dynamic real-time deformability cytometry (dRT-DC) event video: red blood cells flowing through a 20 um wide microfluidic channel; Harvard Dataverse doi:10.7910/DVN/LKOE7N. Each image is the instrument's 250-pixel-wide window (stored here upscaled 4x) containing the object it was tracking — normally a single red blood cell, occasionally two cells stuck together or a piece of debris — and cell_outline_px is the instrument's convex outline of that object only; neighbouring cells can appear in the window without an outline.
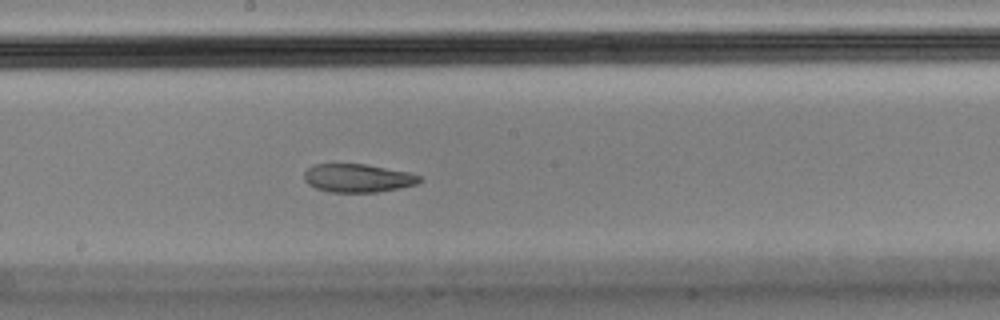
{"species": "Egyptian fruit bat (a non-hibernating species)", "species_latin": "Rousettus aegyptiacus", "temperature_condition": "cold", "stored_images_in_passage": 47, "camera_frame_rate_fps": 3000, "um_per_image_px": 0.085, "animal": {"sex": "male"}, "frame": {"image": 1, "passage_image": 21, "time_ms": 6.667, "image_size_px": [1000, 320], "cell_outline_px": [[424, 180], [416, 184], [400, 188], [376, 192], [328, 192], [316, 188], [308, 184], [304, 180], [304, 172], [308, 168], [316, 164], [364, 164], [408, 172], [420, 176]], "centroid_in_image_um": [30.41, 15.14], "position_along_channel_um": 217.8, "area_um2": 19.02}, "authors_computed_cell_mechanics": {"area_um2": 20.6346, "velocity_mm_per_s": 3.5521, "shape_relaxation_time_tau1_ms": null, "shape_relaxation_time_tau2_ms": 2.1307, "deformation_change_tau1": null, "deformation_change_tau2": 0.0798}}